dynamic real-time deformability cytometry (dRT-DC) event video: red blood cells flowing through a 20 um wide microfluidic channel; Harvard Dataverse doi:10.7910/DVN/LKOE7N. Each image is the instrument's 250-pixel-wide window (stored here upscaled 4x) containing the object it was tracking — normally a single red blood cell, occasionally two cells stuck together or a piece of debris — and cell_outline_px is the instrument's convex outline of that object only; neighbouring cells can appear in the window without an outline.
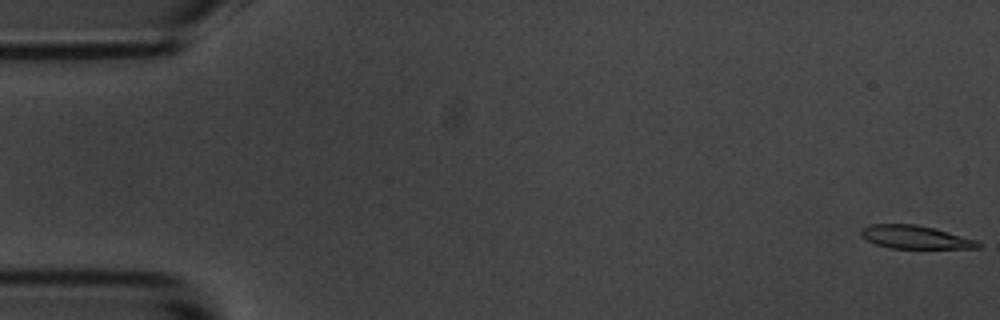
{"species": "common noctule bat (a hibernating species)", "species_latin": "Nyctalus noctula", "temperature_condition": "room temperature", "stored_images_in_passage": 6, "camera_frame_rate_fps": 3000, "um_per_image_px": 0.085, "animal": {"sex": "male", "body_mass_g": 20.1, "forearm_length_mm": 53.5}, "frame": {"image": 1, "passage_image": 1, "time_ms": 0.0, "image_size_px": [1000, 320], "cell_outline_px": [[980, 248], [888, 248], [876, 244], [860, 236], [860, 228], [868, 224], [916, 224], [932, 228], [976, 240], [980, 244]], "centroid_in_image_um": [77.71, 20.15], "position_along_channel_um": 7.3, "area_um2": 15.66}}
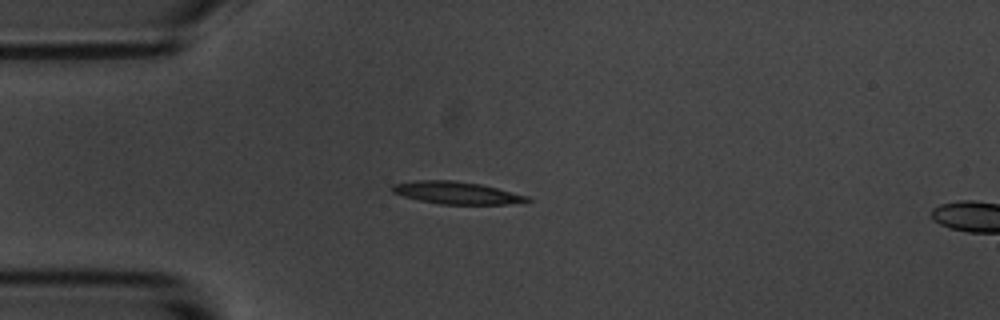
{"frame": {"image": 2, "passage_image": 5, "time_ms": 4.667, "image_size_px": [1000, 320], "cell_outline_px": [[532, 200], [508, 204], [440, 204], [420, 200], [404, 196], [392, 192], [392, 184], [416, 180], [452, 180], [480, 184], [528, 196]], "centroid_in_image_um": [38.78, 16.38], "position_along_channel_um": 46.2, "area_um2": 17.34}}